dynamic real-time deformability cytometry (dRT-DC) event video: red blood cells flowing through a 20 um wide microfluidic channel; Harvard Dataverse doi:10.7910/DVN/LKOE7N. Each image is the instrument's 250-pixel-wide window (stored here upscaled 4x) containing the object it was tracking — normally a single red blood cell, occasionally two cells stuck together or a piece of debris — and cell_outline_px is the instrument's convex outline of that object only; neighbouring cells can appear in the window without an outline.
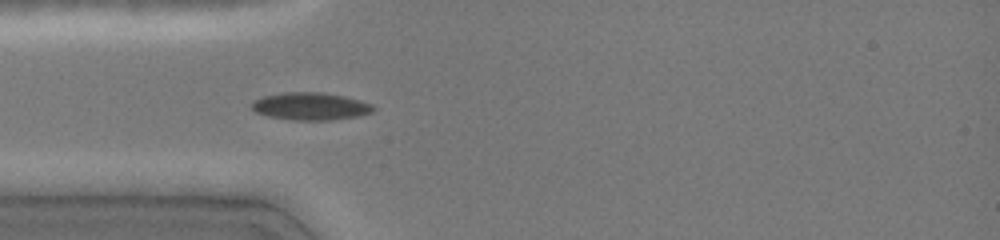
{"species": "common noctule bat (a hibernating species)", "species_latin": "Nyctalus noctula", "temperature_condition": "cold", "stored_images_in_passage": 6, "camera_frame_rate_fps": 3000, "um_per_image_px": 0.085, "animal": {"sex": "female", "body_mass_g": 19.0, "forearm_length_mm": 51.5}, "frame": {"image": 1, "passage_image": 1, "time_ms": 0.0, "image_size_px": [1000, 240], "cell_outline_px": [[376, 108], [372, 112], [360, 116], [332, 120], [292, 120], [268, 116], [256, 112], [252, 108], [252, 100], [264, 96], [284, 92], [324, 92], [344, 96], [360, 100], [372, 104]], "centroid_in_image_um": [26.42, 9.03], "position_along_channel_um": 58.6, "area_um2": 19.65}}
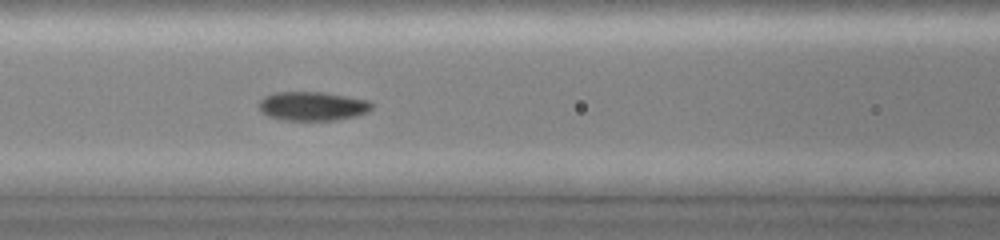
{"frame": {"image": 2, "passage_image": 6, "time_ms": 2.0, "image_size_px": [1000, 240], "cell_outline_px": [[376, 104], [368, 112], [356, 116], [336, 120], [284, 120], [268, 116], [260, 112], [260, 100], [264, 96], [276, 92], [320, 92], [368, 100]], "centroid_in_image_um": [26.58, 9.03], "position_along_channel_um": 140.0, "area_um2": 19.07}}